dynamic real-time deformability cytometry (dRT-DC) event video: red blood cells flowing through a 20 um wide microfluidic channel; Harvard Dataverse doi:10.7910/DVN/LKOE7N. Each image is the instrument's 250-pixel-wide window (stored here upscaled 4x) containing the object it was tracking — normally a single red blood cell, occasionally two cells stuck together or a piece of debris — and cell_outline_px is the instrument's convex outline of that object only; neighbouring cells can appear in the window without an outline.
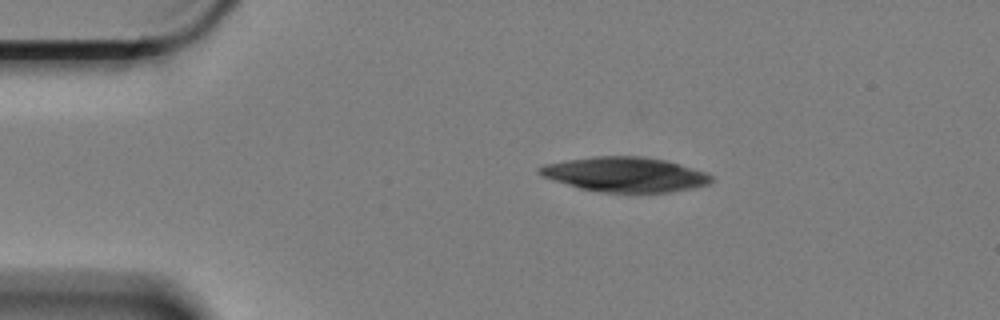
{"species": "Egyptian fruit bat (a non-hibernating species)", "species_latin": "Rousettus aegyptiacus", "temperature_condition": "cold", "stored_images_in_passage": 27, "camera_frame_rate_fps": 3000, "um_per_image_px": 0.085, "animal": {"sex": "female"}, "frame": {"image": 1, "passage_image": 1, "time_ms": 0.0, "image_size_px": [1000, 320], "cell_outline_px": [[716, 180], [708, 184], [692, 188], [672, 192], [600, 192], [580, 188], [552, 180], [540, 176], [536, 172], [536, 168], [544, 164], [564, 160], [592, 156], [644, 156], [668, 160], [708, 172]], "centroid_in_image_um": [53.14, 14.81], "position_along_channel_um": 31.9, "area_um2": 35.37}}